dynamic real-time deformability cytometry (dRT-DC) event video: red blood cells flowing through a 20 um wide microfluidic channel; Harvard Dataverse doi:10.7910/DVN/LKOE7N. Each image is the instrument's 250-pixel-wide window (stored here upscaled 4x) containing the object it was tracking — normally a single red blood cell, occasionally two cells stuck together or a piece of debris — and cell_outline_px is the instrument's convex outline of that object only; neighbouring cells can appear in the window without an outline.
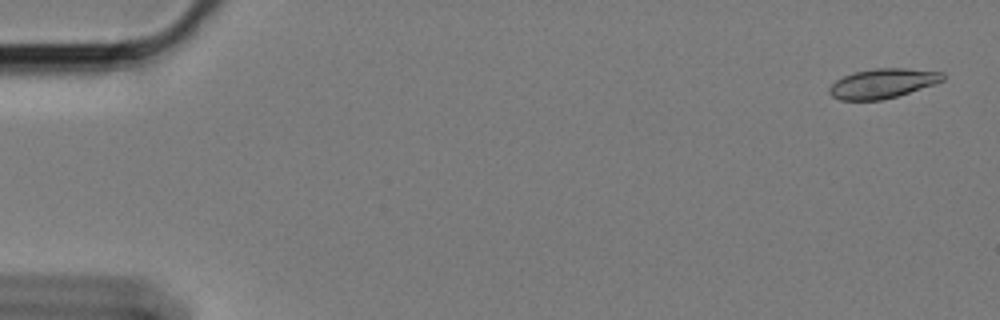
{"species": "Egyptian fruit bat (a non-hibernating species)", "species_latin": "Rousettus aegyptiacus", "temperature_condition": "cold", "stored_images_in_passage": 15, "camera_frame_rate_fps": 3000, "um_per_image_px": 0.085, "animal": {"sex": "female"}, "frame": {"image": 1, "passage_image": 2, "time_ms": 0.333, "image_size_px": [1000, 320], "cell_outline_px": [[944, 80], [936, 84], [896, 96], [880, 100], [840, 100], [832, 96], [828, 92], [828, 88], [836, 80], [844, 76], [856, 72], [876, 68], [904, 68], [944, 72]], "centroid_in_image_um": [75.04, 7.09], "position_along_channel_um": 10.0, "area_um2": 19.48}}
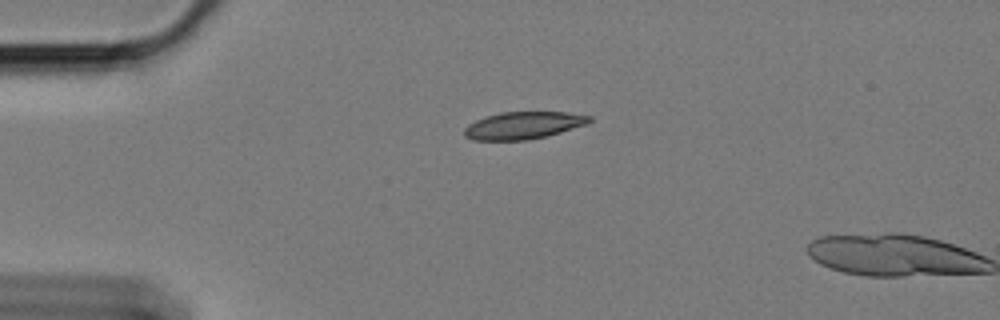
{"frame": {"image": 2, "passage_image": 14, "time_ms": 4.333, "image_size_px": [1000, 320], "cell_outline_px": [[592, 120], [588, 124], [560, 132], [528, 140], [472, 140], [464, 136], [464, 128], [468, 124], [476, 120], [500, 112], [568, 112], [592, 116]], "centroid_in_image_um": [44.49, 10.65], "position_along_channel_um": 40.5, "area_um2": 19.88}}